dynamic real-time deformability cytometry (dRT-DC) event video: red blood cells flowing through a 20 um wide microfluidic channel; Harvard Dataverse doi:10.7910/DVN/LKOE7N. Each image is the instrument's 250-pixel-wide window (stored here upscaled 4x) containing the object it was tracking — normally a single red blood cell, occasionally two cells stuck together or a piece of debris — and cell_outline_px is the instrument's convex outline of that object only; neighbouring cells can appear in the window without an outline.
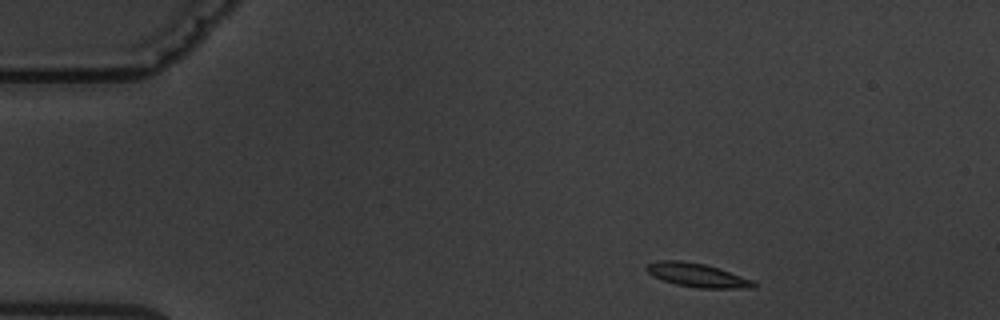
{"species": "common noctule bat (a hibernating species)", "species_latin": "Nyctalus noctula", "temperature_condition": "warm", "stored_images_in_passage": 3, "camera_frame_rate_fps": 3000, "um_per_image_px": 0.085, "animal": {"sex": "male", "body_mass_g": 19.5, "forearm_length_mm": 54.6}, "frame": {"image": 1, "passage_image": 1, "time_ms": 0.0, "image_size_px": [1000, 320], "cell_outline_px": [[756, 288], [700, 288], [676, 284], [652, 276], [644, 268], [648, 264], [660, 260], [680, 260], [704, 264], [752, 280], [756, 284]], "centroid_in_image_um": [59.22, 23.39], "position_along_channel_um": 25.8, "area_um2": 14.51}}